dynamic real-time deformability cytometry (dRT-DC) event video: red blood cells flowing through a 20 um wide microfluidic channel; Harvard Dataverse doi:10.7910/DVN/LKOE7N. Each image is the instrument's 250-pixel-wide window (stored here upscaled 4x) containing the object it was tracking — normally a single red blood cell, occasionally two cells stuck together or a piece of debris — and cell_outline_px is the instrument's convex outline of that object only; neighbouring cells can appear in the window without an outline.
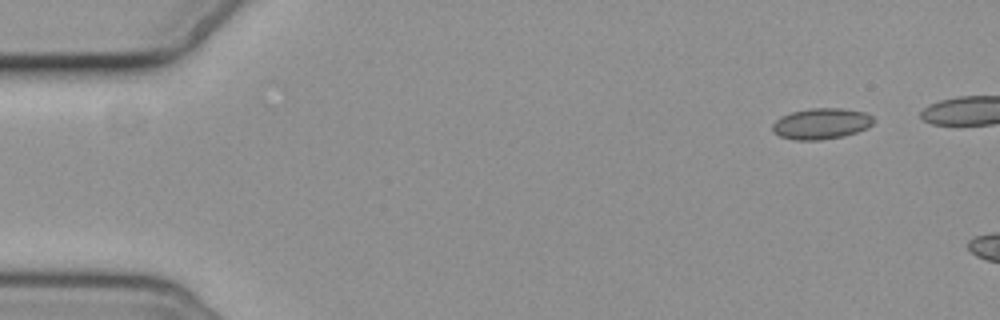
{"species": "common noctule bat (a hibernating species)", "species_latin": "Nyctalus noctula", "temperature_condition": "cold", "stored_images_in_passage": 7, "camera_frame_rate_fps": 3000, "um_per_image_px": 0.085, "animal": {"sex": "female", "body_mass_g": 19.3, "forearm_length_mm": 54.1}, "frame": {"image": 1, "passage_image": 7, "time_ms": 7.667, "image_size_px": [1000, 320], "cell_outline_px": [[876, 120], [868, 128], [844, 136], [820, 140], [796, 140], [780, 136], [772, 132], [772, 124], [780, 116], [792, 112], [812, 108], [840, 108], [864, 112], [872, 116]], "centroid_in_image_um": [69.81, 10.51], "position_along_channel_um": 15.2, "area_um2": 18.32}}